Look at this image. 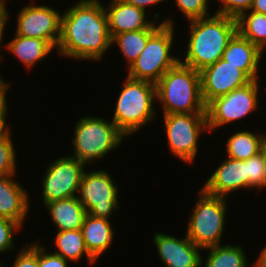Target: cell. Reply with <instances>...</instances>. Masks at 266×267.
I'll list each match as a JSON object with an SVG mask.
<instances>
[{
	"instance_id": "9c48e42d",
	"label": "cell",
	"mask_w": 266,
	"mask_h": 267,
	"mask_svg": "<svg viewBox=\"0 0 266 267\" xmlns=\"http://www.w3.org/2000/svg\"><path fill=\"white\" fill-rule=\"evenodd\" d=\"M259 79L236 88L227 95L217 97L206 105V117L209 132H215L233 122L246 119L250 114L259 111Z\"/></svg>"
},
{
	"instance_id": "74e56055",
	"label": "cell",
	"mask_w": 266,
	"mask_h": 267,
	"mask_svg": "<svg viewBox=\"0 0 266 267\" xmlns=\"http://www.w3.org/2000/svg\"><path fill=\"white\" fill-rule=\"evenodd\" d=\"M7 116H0V140L4 138L11 130V125L8 126Z\"/></svg>"
},
{
	"instance_id": "9a60e30c",
	"label": "cell",
	"mask_w": 266,
	"mask_h": 267,
	"mask_svg": "<svg viewBox=\"0 0 266 267\" xmlns=\"http://www.w3.org/2000/svg\"><path fill=\"white\" fill-rule=\"evenodd\" d=\"M201 188L210 195L229 198L247 189L246 160L225 157Z\"/></svg>"
},
{
	"instance_id": "60d3db41",
	"label": "cell",
	"mask_w": 266,
	"mask_h": 267,
	"mask_svg": "<svg viewBox=\"0 0 266 267\" xmlns=\"http://www.w3.org/2000/svg\"><path fill=\"white\" fill-rule=\"evenodd\" d=\"M4 262L0 260V267H5V264H3Z\"/></svg>"
},
{
	"instance_id": "8d00e7d4",
	"label": "cell",
	"mask_w": 266,
	"mask_h": 267,
	"mask_svg": "<svg viewBox=\"0 0 266 267\" xmlns=\"http://www.w3.org/2000/svg\"><path fill=\"white\" fill-rule=\"evenodd\" d=\"M250 11L266 14V0H253Z\"/></svg>"
},
{
	"instance_id": "ab89813d",
	"label": "cell",
	"mask_w": 266,
	"mask_h": 267,
	"mask_svg": "<svg viewBox=\"0 0 266 267\" xmlns=\"http://www.w3.org/2000/svg\"><path fill=\"white\" fill-rule=\"evenodd\" d=\"M261 152L265 158L266 162V133L264 134L262 141H261Z\"/></svg>"
},
{
	"instance_id": "484cf974",
	"label": "cell",
	"mask_w": 266,
	"mask_h": 267,
	"mask_svg": "<svg viewBox=\"0 0 266 267\" xmlns=\"http://www.w3.org/2000/svg\"><path fill=\"white\" fill-rule=\"evenodd\" d=\"M236 20L237 32L264 53L266 49V14L249 10L242 13Z\"/></svg>"
},
{
	"instance_id": "e0dca14e",
	"label": "cell",
	"mask_w": 266,
	"mask_h": 267,
	"mask_svg": "<svg viewBox=\"0 0 266 267\" xmlns=\"http://www.w3.org/2000/svg\"><path fill=\"white\" fill-rule=\"evenodd\" d=\"M15 175L0 177V218L15 221L24 228L26 217L31 213V196L21 183L15 181Z\"/></svg>"
},
{
	"instance_id": "5b68a950",
	"label": "cell",
	"mask_w": 266,
	"mask_h": 267,
	"mask_svg": "<svg viewBox=\"0 0 266 267\" xmlns=\"http://www.w3.org/2000/svg\"><path fill=\"white\" fill-rule=\"evenodd\" d=\"M126 137L112 120L100 115H85L75 124L71 140L73 153L70 152L69 156L92 167V164L104 160L110 152L120 148Z\"/></svg>"
},
{
	"instance_id": "836d02e7",
	"label": "cell",
	"mask_w": 266,
	"mask_h": 267,
	"mask_svg": "<svg viewBox=\"0 0 266 267\" xmlns=\"http://www.w3.org/2000/svg\"><path fill=\"white\" fill-rule=\"evenodd\" d=\"M7 1L6 0H0V52H2L1 49H3V36L5 34V30L7 28V24L9 23L10 19V9L7 8ZM3 55L0 53V63H2V60L4 58L2 57Z\"/></svg>"
},
{
	"instance_id": "cb8c5ba5",
	"label": "cell",
	"mask_w": 266,
	"mask_h": 267,
	"mask_svg": "<svg viewBox=\"0 0 266 267\" xmlns=\"http://www.w3.org/2000/svg\"><path fill=\"white\" fill-rule=\"evenodd\" d=\"M53 240V244L56 247V250L53 252L62 256L69 263H78L83 257L87 258L89 266L96 263L85 247L81 229L56 231Z\"/></svg>"
},
{
	"instance_id": "f1b7e54d",
	"label": "cell",
	"mask_w": 266,
	"mask_h": 267,
	"mask_svg": "<svg viewBox=\"0 0 266 267\" xmlns=\"http://www.w3.org/2000/svg\"><path fill=\"white\" fill-rule=\"evenodd\" d=\"M211 2V0H174L179 12L188 21L213 15L209 12Z\"/></svg>"
},
{
	"instance_id": "d590c367",
	"label": "cell",
	"mask_w": 266,
	"mask_h": 267,
	"mask_svg": "<svg viewBox=\"0 0 266 267\" xmlns=\"http://www.w3.org/2000/svg\"><path fill=\"white\" fill-rule=\"evenodd\" d=\"M122 1L126 4L141 8L145 10L147 13H149L147 10H149L151 6H154V5L157 6V4L159 5L161 4V2L163 1L165 2V0H122Z\"/></svg>"
},
{
	"instance_id": "d6a6232c",
	"label": "cell",
	"mask_w": 266,
	"mask_h": 267,
	"mask_svg": "<svg viewBox=\"0 0 266 267\" xmlns=\"http://www.w3.org/2000/svg\"><path fill=\"white\" fill-rule=\"evenodd\" d=\"M38 241V265L39 267H69L70 264L62 256L51 252ZM48 250V251H47Z\"/></svg>"
},
{
	"instance_id": "44dd1931",
	"label": "cell",
	"mask_w": 266,
	"mask_h": 267,
	"mask_svg": "<svg viewBox=\"0 0 266 267\" xmlns=\"http://www.w3.org/2000/svg\"><path fill=\"white\" fill-rule=\"evenodd\" d=\"M57 231L81 229L87 211L78 197L61 199L44 204Z\"/></svg>"
},
{
	"instance_id": "8fae6325",
	"label": "cell",
	"mask_w": 266,
	"mask_h": 267,
	"mask_svg": "<svg viewBox=\"0 0 266 267\" xmlns=\"http://www.w3.org/2000/svg\"><path fill=\"white\" fill-rule=\"evenodd\" d=\"M86 165L76 158L64 155L49 162L41 180L42 203L77 197ZM43 195V196H42Z\"/></svg>"
},
{
	"instance_id": "4fadbf2b",
	"label": "cell",
	"mask_w": 266,
	"mask_h": 267,
	"mask_svg": "<svg viewBox=\"0 0 266 267\" xmlns=\"http://www.w3.org/2000/svg\"><path fill=\"white\" fill-rule=\"evenodd\" d=\"M200 78L201 95L205 105L252 81L238 66L229 64L223 59L203 68L200 71Z\"/></svg>"
},
{
	"instance_id": "4dcf8cb0",
	"label": "cell",
	"mask_w": 266,
	"mask_h": 267,
	"mask_svg": "<svg viewBox=\"0 0 266 267\" xmlns=\"http://www.w3.org/2000/svg\"><path fill=\"white\" fill-rule=\"evenodd\" d=\"M17 253L13 264L8 267H39L38 265V240L23 245Z\"/></svg>"
},
{
	"instance_id": "ffe728a7",
	"label": "cell",
	"mask_w": 266,
	"mask_h": 267,
	"mask_svg": "<svg viewBox=\"0 0 266 267\" xmlns=\"http://www.w3.org/2000/svg\"><path fill=\"white\" fill-rule=\"evenodd\" d=\"M28 71L56 50L47 40L23 37L14 33L13 39L3 45Z\"/></svg>"
},
{
	"instance_id": "52a82bcc",
	"label": "cell",
	"mask_w": 266,
	"mask_h": 267,
	"mask_svg": "<svg viewBox=\"0 0 266 267\" xmlns=\"http://www.w3.org/2000/svg\"><path fill=\"white\" fill-rule=\"evenodd\" d=\"M161 22L163 25L148 39L144 50L126 70L129 78L156 84L165 72L179 62L180 56L172 54L176 23L171 17H165Z\"/></svg>"
},
{
	"instance_id": "d6986e66",
	"label": "cell",
	"mask_w": 266,
	"mask_h": 267,
	"mask_svg": "<svg viewBox=\"0 0 266 267\" xmlns=\"http://www.w3.org/2000/svg\"><path fill=\"white\" fill-rule=\"evenodd\" d=\"M111 224L106 218L94 217L88 213L85 216L81 232L85 247L96 262L113 245L115 229Z\"/></svg>"
},
{
	"instance_id": "7c38bea8",
	"label": "cell",
	"mask_w": 266,
	"mask_h": 267,
	"mask_svg": "<svg viewBox=\"0 0 266 267\" xmlns=\"http://www.w3.org/2000/svg\"><path fill=\"white\" fill-rule=\"evenodd\" d=\"M32 2L27 3L16 14L14 33L47 40L56 49L61 36V11L46 4L37 5L34 0Z\"/></svg>"
},
{
	"instance_id": "277c9868",
	"label": "cell",
	"mask_w": 266,
	"mask_h": 267,
	"mask_svg": "<svg viewBox=\"0 0 266 267\" xmlns=\"http://www.w3.org/2000/svg\"><path fill=\"white\" fill-rule=\"evenodd\" d=\"M115 103L113 118L116 126L128 137L136 134L157 117L154 103L156 85L146 80H135L126 76Z\"/></svg>"
},
{
	"instance_id": "e575fe53",
	"label": "cell",
	"mask_w": 266,
	"mask_h": 267,
	"mask_svg": "<svg viewBox=\"0 0 266 267\" xmlns=\"http://www.w3.org/2000/svg\"><path fill=\"white\" fill-rule=\"evenodd\" d=\"M12 83L6 81L3 76L0 75V116H8V108L10 104L8 102L7 93Z\"/></svg>"
},
{
	"instance_id": "ba28073f",
	"label": "cell",
	"mask_w": 266,
	"mask_h": 267,
	"mask_svg": "<svg viewBox=\"0 0 266 267\" xmlns=\"http://www.w3.org/2000/svg\"><path fill=\"white\" fill-rule=\"evenodd\" d=\"M162 118L170 154L185 164H193L198 155L199 139L209 132L206 113L163 114Z\"/></svg>"
},
{
	"instance_id": "ac0fdd59",
	"label": "cell",
	"mask_w": 266,
	"mask_h": 267,
	"mask_svg": "<svg viewBox=\"0 0 266 267\" xmlns=\"http://www.w3.org/2000/svg\"><path fill=\"white\" fill-rule=\"evenodd\" d=\"M263 54L258 47L237 32L226 46L221 59L238 66L252 80H255L260 78L259 67L260 61L264 58Z\"/></svg>"
},
{
	"instance_id": "d4e9b609",
	"label": "cell",
	"mask_w": 266,
	"mask_h": 267,
	"mask_svg": "<svg viewBox=\"0 0 266 267\" xmlns=\"http://www.w3.org/2000/svg\"><path fill=\"white\" fill-rule=\"evenodd\" d=\"M240 130L230 134L226 141V156L237 160H247L261 151L262 131Z\"/></svg>"
},
{
	"instance_id": "5bb4252c",
	"label": "cell",
	"mask_w": 266,
	"mask_h": 267,
	"mask_svg": "<svg viewBox=\"0 0 266 267\" xmlns=\"http://www.w3.org/2000/svg\"><path fill=\"white\" fill-rule=\"evenodd\" d=\"M152 238L158 258L166 267H201L203 251L186 234L181 238L156 232Z\"/></svg>"
},
{
	"instance_id": "1f68e13d",
	"label": "cell",
	"mask_w": 266,
	"mask_h": 267,
	"mask_svg": "<svg viewBox=\"0 0 266 267\" xmlns=\"http://www.w3.org/2000/svg\"><path fill=\"white\" fill-rule=\"evenodd\" d=\"M215 2H219L221 6L216 9L215 14L237 19L242 13L250 10L253 0H215Z\"/></svg>"
},
{
	"instance_id": "603a6c76",
	"label": "cell",
	"mask_w": 266,
	"mask_h": 267,
	"mask_svg": "<svg viewBox=\"0 0 266 267\" xmlns=\"http://www.w3.org/2000/svg\"><path fill=\"white\" fill-rule=\"evenodd\" d=\"M205 251H209L205 256L201 257V266L204 267H254L255 262L249 263L248 254H245L243 246L233 244H221L213 246ZM204 259V260H203ZM205 264V265H204ZM251 265V266H249Z\"/></svg>"
},
{
	"instance_id": "4316f807",
	"label": "cell",
	"mask_w": 266,
	"mask_h": 267,
	"mask_svg": "<svg viewBox=\"0 0 266 267\" xmlns=\"http://www.w3.org/2000/svg\"><path fill=\"white\" fill-rule=\"evenodd\" d=\"M247 189L257 191L266 188V162L260 151L246 160Z\"/></svg>"
},
{
	"instance_id": "f35d334b",
	"label": "cell",
	"mask_w": 266,
	"mask_h": 267,
	"mask_svg": "<svg viewBox=\"0 0 266 267\" xmlns=\"http://www.w3.org/2000/svg\"><path fill=\"white\" fill-rule=\"evenodd\" d=\"M258 252L260 253L258 254L259 257L255 260V266L266 267V245Z\"/></svg>"
},
{
	"instance_id": "83f0119b",
	"label": "cell",
	"mask_w": 266,
	"mask_h": 267,
	"mask_svg": "<svg viewBox=\"0 0 266 267\" xmlns=\"http://www.w3.org/2000/svg\"><path fill=\"white\" fill-rule=\"evenodd\" d=\"M12 130L0 140V177L17 174L16 149Z\"/></svg>"
},
{
	"instance_id": "3957f363",
	"label": "cell",
	"mask_w": 266,
	"mask_h": 267,
	"mask_svg": "<svg viewBox=\"0 0 266 267\" xmlns=\"http://www.w3.org/2000/svg\"><path fill=\"white\" fill-rule=\"evenodd\" d=\"M155 85L156 102L163 114L206 113L200 71L178 62Z\"/></svg>"
},
{
	"instance_id": "7a4b0ae2",
	"label": "cell",
	"mask_w": 266,
	"mask_h": 267,
	"mask_svg": "<svg viewBox=\"0 0 266 267\" xmlns=\"http://www.w3.org/2000/svg\"><path fill=\"white\" fill-rule=\"evenodd\" d=\"M188 23L189 39L185 44L184 58H179V62L198 71L220 60L229 41L237 33L235 18L215 12Z\"/></svg>"
},
{
	"instance_id": "6da1fadb",
	"label": "cell",
	"mask_w": 266,
	"mask_h": 267,
	"mask_svg": "<svg viewBox=\"0 0 266 267\" xmlns=\"http://www.w3.org/2000/svg\"><path fill=\"white\" fill-rule=\"evenodd\" d=\"M72 5L62 12L57 55L75 61H102L112 47L104 3L79 0Z\"/></svg>"
},
{
	"instance_id": "f546056e",
	"label": "cell",
	"mask_w": 266,
	"mask_h": 267,
	"mask_svg": "<svg viewBox=\"0 0 266 267\" xmlns=\"http://www.w3.org/2000/svg\"><path fill=\"white\" fill-rule=\"evenodd\" d=\"M23 228L15 221L0 218V253L13 252L15 249L14 236Z\"/></svg>"
},
{
	"instance_id": "30bf717a",
	"label": "cell",
	"mask_w": 266,
	"mask_h": 267,
	"mask_svg": "<svg viewBox=\"0 0 266 267\" xmlns=\"http://www.w3.org/2000/svg\"><path fill=\"white\" fill-rule=\"evenodd\" d=\"M112 177L102 169L84 170L77 197L89 215L111 220L119 211V187Z\"/></svg>"
},
{
	"instance_id": "8992f818",
	"label": "cell",
	"mask_w": 266,
	"mask_h": 267,
	"mask_svg": "<svg viewBox=\"0 0 266 267\" xmlns=\"http://www.w3.org/2000/svg\"><path fill=\"white\" fill-rule=\"evenodd\" d=\"M197 193V200L188 216L185 234L204 251L223 242L229 198L210 195L201 187Z\"/></svg>"
},
{
	"instance_id": "2e32d148",
	"label": "cell",
	"mask_w": 266,
	"mask_h": 267,
	"mask_svg": "<svg viewBox=\"0 0 266 267\" xmlns=\"http://www.w3.org/2000/svg\"><path fill=\"white\" fill-rule=\"evenodd\" d=\"M109 2L108 6L104 4V8L111 39L123 32L148 29L161 18L157 12L153 14L154 16L151 14L149 17V13H146L145 10L126 4L122 0H109Z\"/></svg>"
},
{
	"instance_id": "7402d4cb",
	"label": "cell",
	"mask_w": 266,
	"mask_h": 267,
	"mask_svg": "<svg viewBox=\"0 0 266 267\" xmlns=\"http://www.w3.org/2000/svg\"><path fill=\"white\" fill-rule=\"evenodd\" d=\"M155 21L148 29L128 31L115 35L111 40L112 47L117 45L122 53L128 69L144 50L148 39L163 25ZM159 23V24H158Z\"/></svg>"
}]
</instances>
